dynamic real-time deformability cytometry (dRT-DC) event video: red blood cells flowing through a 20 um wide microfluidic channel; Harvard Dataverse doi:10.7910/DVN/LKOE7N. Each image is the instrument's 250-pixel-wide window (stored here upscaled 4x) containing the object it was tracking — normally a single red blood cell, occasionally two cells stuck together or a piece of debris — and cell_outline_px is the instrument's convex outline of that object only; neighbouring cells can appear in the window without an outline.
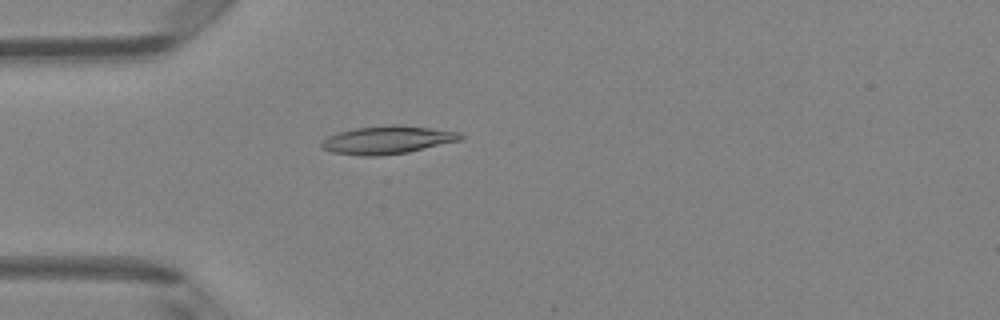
{"species": "Egyptian fruit bat (a non-hibernating species)", "species_latin": "Rousettus aegyptiacus", "temperature_condition": "room temperature", "stored_images_in_passage": 2, "camera_frame_rate_fps": 3000, "um_per_image_px": 0.085, "animal": {"sex": "female"}, "frame": {"image": 1, "passage_image": 2, "time_ms": 1.0, "image_size_px": [1000, 320], "cell_outline_px": [[464, 136], [460, 140], [408, 152], [380, 156], [364, 156], [332, 152], [320, 148], [320, 144], [328, 136], [340, 132], [356, 128], [392, 124], [396, 124], [460, 132]], "centroid_in_image_um": [32.91, 11.9], "position_along_channel_um": 52.1, "area_um2": 22.48}}